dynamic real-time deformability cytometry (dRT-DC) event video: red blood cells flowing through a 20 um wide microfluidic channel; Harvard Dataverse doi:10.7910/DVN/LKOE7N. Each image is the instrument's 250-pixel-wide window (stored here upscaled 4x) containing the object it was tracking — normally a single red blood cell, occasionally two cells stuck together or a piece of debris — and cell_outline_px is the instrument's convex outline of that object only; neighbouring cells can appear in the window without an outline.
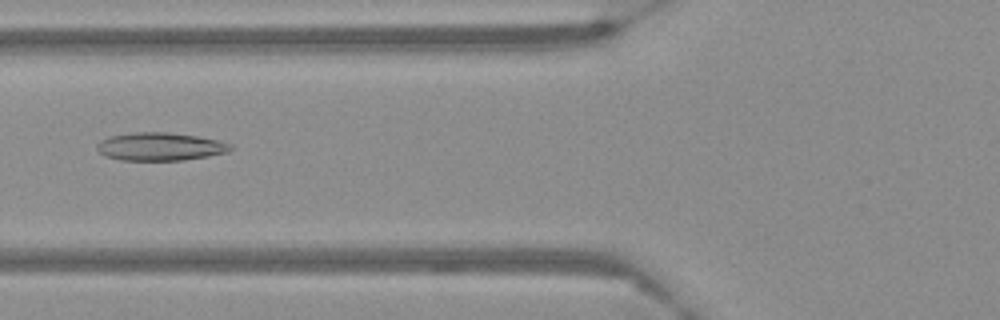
{"species": "Egyptian fruit bat (a non-hibernating species)", "species_latin": "Rousettus aegyptiacus", "temperature_condition": "warm", "stored_images_in_passage": 54, "camera_frame_rate_fps": 3000, "um_per_image_px": 0.085, "frame": {"image": 1, "passage_image": 19, "time_ms": 6.0, "image_size_px": [1000, 320], "cell_outline_px": [[232, 148], [228, 152], [208, 156], [184, 160], [120, 160], [108, 156], [100, 152], [96, 148], [96, 144], [100, 140], [112, 136], [136, 132], [168, 132], [196, 136], [216, 140], [232, 144]], "centroid_in_image_um": [13.62, 12.46], "position_along_channel_um": 112.2, "area_um2": 21.62}}
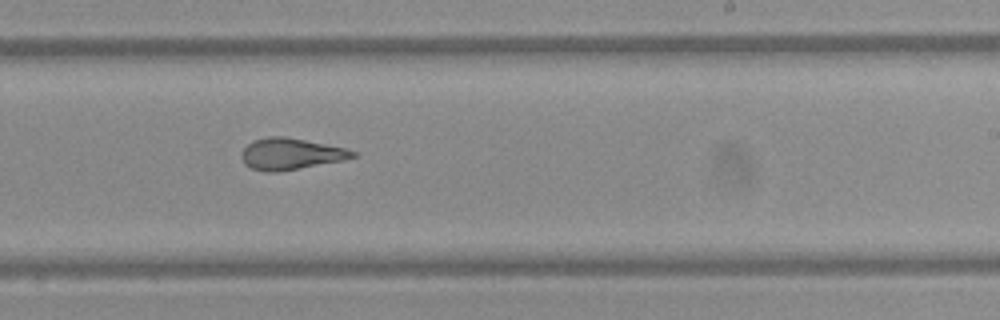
{"frame": {"image": 2, "passage_image": 32, "time_ms": 10.333, "image_size_px": [1000, 320], "cell_outline_px": [[356, 156], [344, 160], [300, 168], [276, 172], [268, 172], [252, 168], [244, 164], [240, 156], [240, 152], [252, 140], [268, 136], [284, 136], [344, 148], [356, 152]], "centroid_in_image_um": [24.65, 13.08], "position_along_channel_um": 264.3, "area_um2": 20.23}}
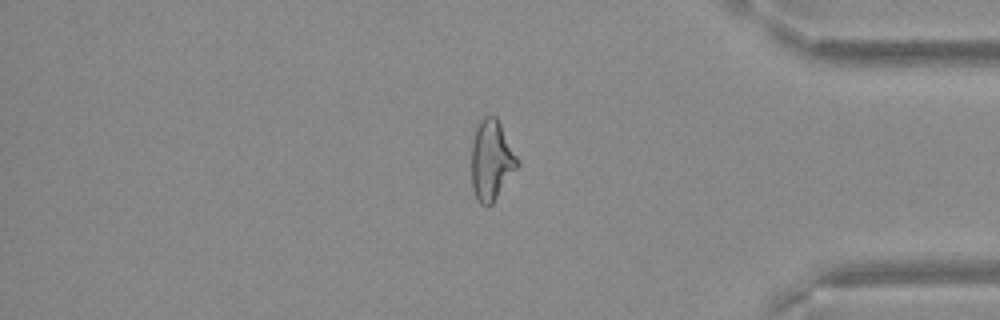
{"frame": {"image": 3, "passage_image": 45, "time_ms": 14.667, "image_size_px": [1000, 320], "cell_outline_px": [[520, 164], [492, 204], [480, 204], [472, 188], [472, 144], [476, 128], [480, 120], [484, 116], [496, 116], [520, 160]], "centroid_in_image_um": [41.79, 13.6], "position_along_channel_um": 393.4, "area_um2": 21.33}}